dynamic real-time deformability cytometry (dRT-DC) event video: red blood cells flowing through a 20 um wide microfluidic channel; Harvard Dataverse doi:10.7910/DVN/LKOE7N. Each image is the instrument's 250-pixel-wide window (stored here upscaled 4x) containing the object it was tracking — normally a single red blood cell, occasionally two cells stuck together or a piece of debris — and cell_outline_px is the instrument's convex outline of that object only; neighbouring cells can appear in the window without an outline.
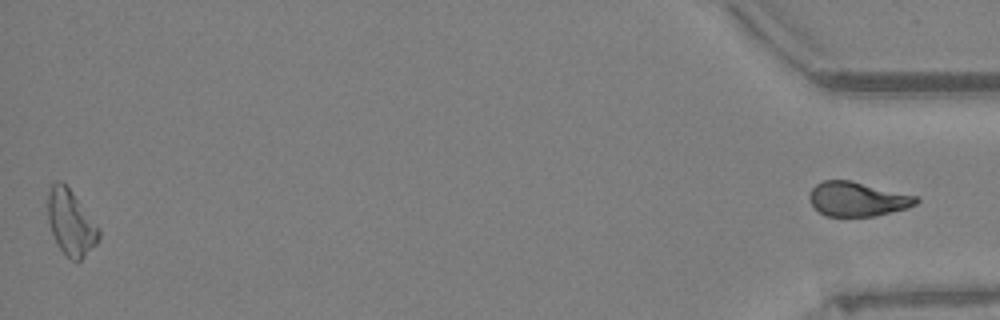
{"species": "Egyptian fruit bat (a non-hibernating species)", "species_latin": "Rousettus aegyptiacus", "temperature_condition": "warm", "stored_images_in_passage": 63, "segment_of_instrument_passage": [2, 2], "camera_frame_rate_fps": 3000, "um_per_image_px": 0.085, "animal": {"sex": "female"}, "frame": {"image": 1, "passage_image": 63, "time_ms": 20.667, "image_size_px": [1000, 320], "cell_outline_px": [[920, 200], [916, 204], [908, 208], [876, 216], [828, 216], [820, 212], [808, 200], [808, 196], [812, 188], [816, 184], [824, 180], [852, 180], [916, 196]], "centroid_in_image_um": [72.88, 16.91], "position_along_channel_um": 362.3, "area_um2": 21.39}}